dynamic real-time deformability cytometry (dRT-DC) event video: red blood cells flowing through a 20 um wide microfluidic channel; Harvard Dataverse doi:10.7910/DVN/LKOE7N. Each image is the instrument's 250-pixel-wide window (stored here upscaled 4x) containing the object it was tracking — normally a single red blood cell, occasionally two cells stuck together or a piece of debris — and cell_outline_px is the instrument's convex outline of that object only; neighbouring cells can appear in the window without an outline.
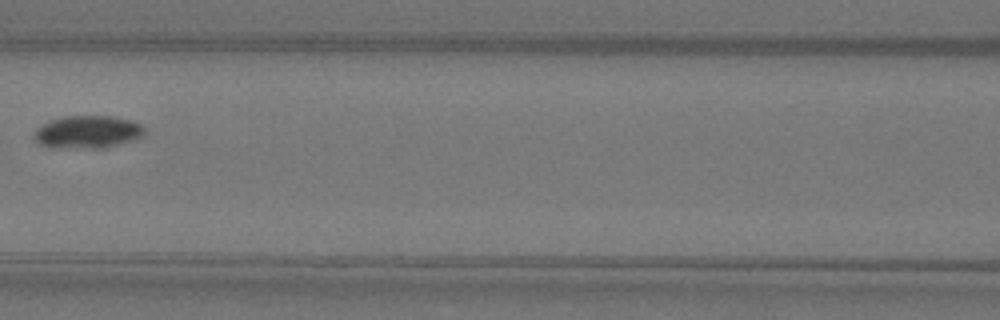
{"species": "Egyptian fruit bat (a non-hibernating species)", "species_latin": "Rousettus aegyptiacus", "temperature_condition": "warm", "stored_images_in_passage": 4, "camera_frame_rate_fps": 3000, "um_per_image_px": 0.085, "animal": {"sex": "female"}, "frame": {"image": 1, "passage_image": 3, "time_ms": 0.667, "image_size_px": [1000, 320], "cell_outline_px": [[144, 132], [140, 136], [132, 140], [104, 148], [52, 148], [40, 144], [32, 136], [36, 128], [40, 124], [48, 120], [64, 116], [112, 116], [132, 120], [140, 124], [144, 128]], "centroid_in_image_um": [7.38, 11.21], "position_along_channel_um": 159.2, "area_um2": 21.21}}